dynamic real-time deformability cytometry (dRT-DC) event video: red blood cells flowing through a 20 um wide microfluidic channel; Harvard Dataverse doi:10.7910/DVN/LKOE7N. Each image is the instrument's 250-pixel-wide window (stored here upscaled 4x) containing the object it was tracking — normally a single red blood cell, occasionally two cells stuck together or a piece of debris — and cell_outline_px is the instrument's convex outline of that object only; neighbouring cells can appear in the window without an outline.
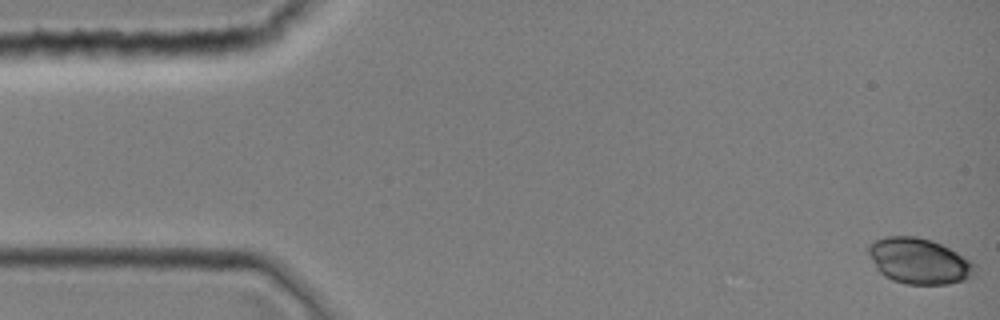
{"species": "common noctule bat (a hibernating species)", "species_latin": "Nyctalus noctula", "temperature_condition": "room temperature", "stored_images_in_passage": 40, "camera_frame_rate_fps": 3000, "um_per_image_px": 0.085, "animal": {"sex": "female", "body_mass_g": 19.0, "forearm_length_mm": 51.5}, "frame": {"image": 1, "passage_image": 1, "time_ms": 0.0, "image_size_px": [1000, 320], "cell_outline_px": [[976, 272], [972, 276], [964, 280], [948, 284], [908, 284], [892, 280], [884, 276], [876, 268], [868, 252], [868, 244], [872, 240], [884, 236], [916, 236], [932, 240], [972, 260], [976, 264]], "centroid_in_image_um": [78.11, 22.18], "position_along_channel_um": 6.9, "area_um2": 28.55}}
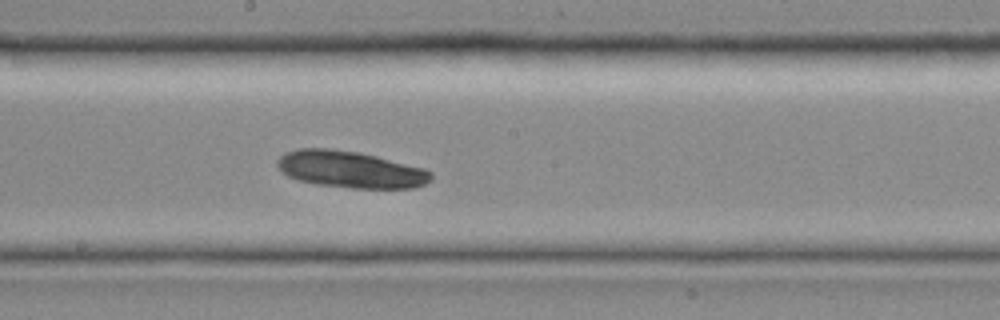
{"frame": {"image": 2, "passage_image": 22, "time_ms": 7.0, "image_size_px": [1000, 320], "cell_outline_px": [[432, 180], [424, 184], [412, 188], [352, 188], [316, 184], [296, 180], [280, 172], [276, 164], [276, 160], [284, 152], [296, 148], [332, 148], [360, 152], [424, 168], [432, 172]], "centroid_in_image_um": [29.73, 14.39], "position_along_channel_um": 218.5, "area_um2": 33.35}}
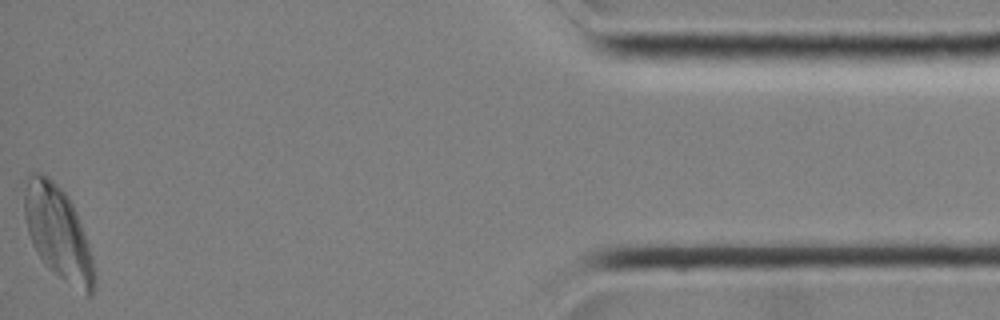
{"frame": {"image": 3, "passage_image": 40, "time_ms": 13.0, "image_size_px": [1000, 320], "cell_outline_px": [[96, 280], [92, 296], [88, 300], [52, 272], [44, 264], [36, 252], [32, 244], [28, 232], [24, 216], [20, 180], [28, 172], [44, 172], [68, 196], [76, 212], [92, 256], [96, 276]], "centroid_in_image_um": [4.88, 19.77], "position_along_channel_um": 430.3, "area_um2": 39.48}}